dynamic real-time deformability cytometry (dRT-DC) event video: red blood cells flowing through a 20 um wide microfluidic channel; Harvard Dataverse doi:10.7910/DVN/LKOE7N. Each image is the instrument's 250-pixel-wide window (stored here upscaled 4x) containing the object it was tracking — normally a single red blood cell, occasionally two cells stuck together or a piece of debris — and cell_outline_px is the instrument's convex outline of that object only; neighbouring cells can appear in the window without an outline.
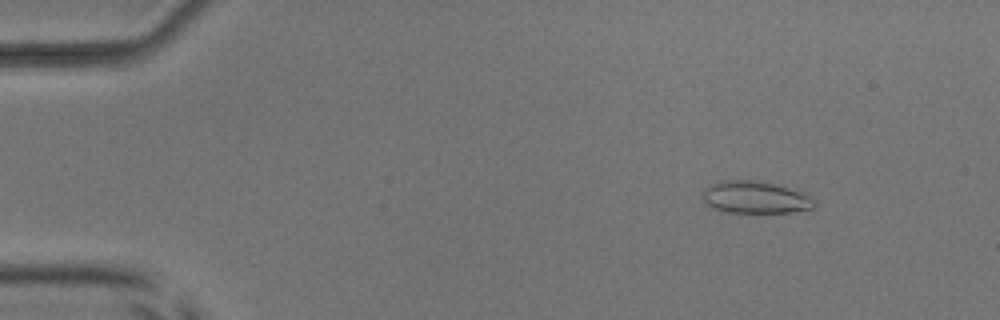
{"species": "common noctule bat (a hibernating species)", "species_latin": "Nyctalus noctula", "temperature_condition": "room temperature", "stored_images_in_passage": 4, "camera_frame_rate_fps": 3000, "um_per_image_px": 0.085, "animal": {"sex": "male", "body_mass_g": 17.9, "forearm_length_mm": 54.2}, "frame": {"image": 1, "passage_image": 2, "time_ms": 1.333, "image_size_px": [1000, 320], "cell_outline_px": [[816, 208], [792, 212], [728, 212], [708, 208], [704, 204], [704, 188], [720, 180], [752, 180], [784, 184], [796, 188], [812, 196], [816, 200]], "centroid_in_image_um": [64.27, 16.76], "position_along_channel_um": 20.7, "area_um2": 21.73}}